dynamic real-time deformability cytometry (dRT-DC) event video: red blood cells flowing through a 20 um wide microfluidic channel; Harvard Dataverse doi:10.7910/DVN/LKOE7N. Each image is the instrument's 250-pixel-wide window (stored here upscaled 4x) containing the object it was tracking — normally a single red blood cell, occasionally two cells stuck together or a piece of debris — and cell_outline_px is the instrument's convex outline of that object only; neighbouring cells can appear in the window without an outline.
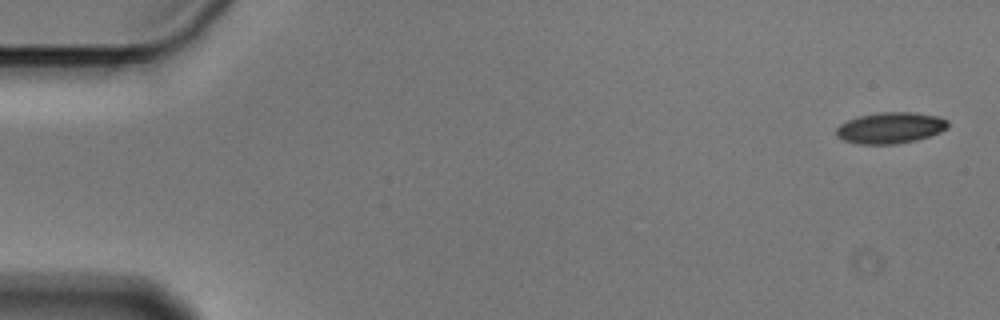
{"species": "Egyptian fruit bat (a non-hibernating species)", "species_latin": "Rousettus aegyptiacus", "temperature_condition": "cold", "stored_images_in_passage": 4, "camera_frame_rate_fps": 3000, "um_per_image_px": 0.085, "animal": {"sex": "male"}, "frame": {"image": 1, "passage_image": 1, "time_ms": 0.0, "image_size_px": [1000, 320], "cell_outline_px": [[948, 128], [940, 132], [916, 140], [896, 144], [856, 144], [844, 140], [836, 136], [836, 128], [840, 124], [848, 120], [860, 116], [880, 112], [916, 112], [940, 116], [948, 120]], "centroid_in_image_um": [75.7, 10.86], "position_along_channel_um": 9.3, "area_um2": 20.4}}